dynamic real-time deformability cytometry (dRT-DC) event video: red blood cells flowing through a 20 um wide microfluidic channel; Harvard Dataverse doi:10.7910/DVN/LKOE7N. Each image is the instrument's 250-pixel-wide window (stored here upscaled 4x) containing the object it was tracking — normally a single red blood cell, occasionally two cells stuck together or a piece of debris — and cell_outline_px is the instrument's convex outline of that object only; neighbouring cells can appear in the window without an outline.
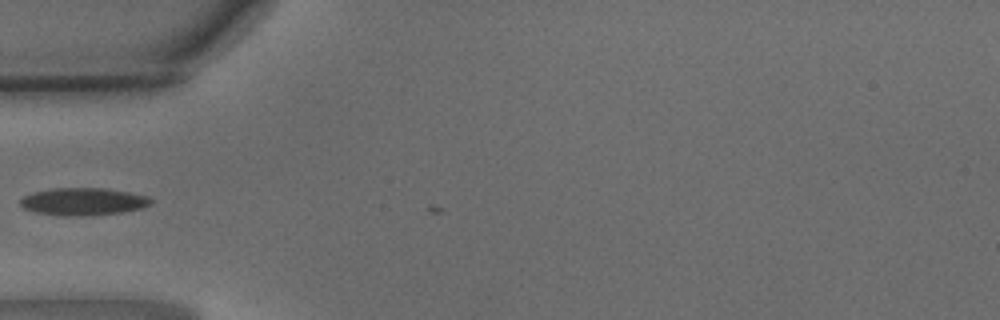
{"species": "common noctule bat (a hibernating species)", "species_latin": "Nyctalus noctula", "temperature_condition": "warm", "stored_images_in_passage": 8, "camera_frame_rate_fps": 3000, "um_per_image_px": 0.085, "animal": {"sex": "male", "body_mass_g": 15.6}, "frame": {"image": 1, "passage_image": 1, "time_ms": 0.0, "image_size_px": [1000, 320], "cell_outline_px": [[152, 204], [144, 208], [120, 212], [92, 216], [64, 216], [36, 212], [24, 208], [20, 204], [20, 200], [24, 196], [32, 192], [52, 188], [104, 188], [128, 192], [148, 196], [152, 200]], "centroid_in_image_um": [7.09, 17.14], "position_along_channel_um": 77.9, "area_um2": 21.04}}
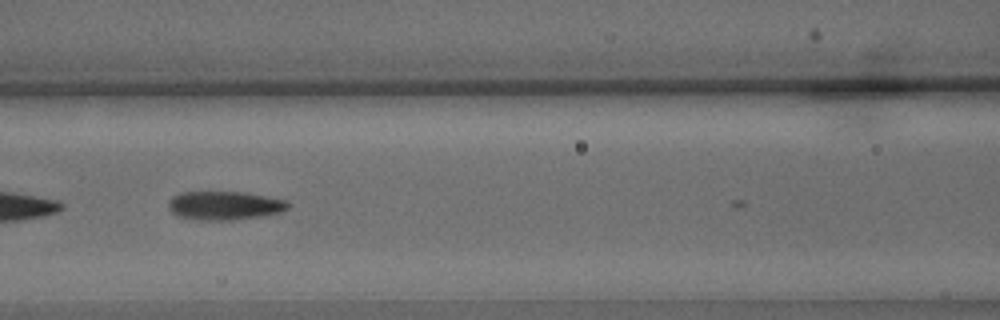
{"frame": {"image": 2, "passage_image": 6, "time_ms": 1.667, "image_size_px": [1000, 320], "cell_outline_px": [[292, 204], [288, 208], [280, 212], [260, 216], [228, 220], [200, 220], [176, 216], [168, 208], [168, 204], [172, 196], [180, 192], [244, 192], [268, 196], [288, 200]], "centroid_in_image_um": [19.1, 17.46], "position_along_channel_um": 147.5, "area_um2": 20.11}}